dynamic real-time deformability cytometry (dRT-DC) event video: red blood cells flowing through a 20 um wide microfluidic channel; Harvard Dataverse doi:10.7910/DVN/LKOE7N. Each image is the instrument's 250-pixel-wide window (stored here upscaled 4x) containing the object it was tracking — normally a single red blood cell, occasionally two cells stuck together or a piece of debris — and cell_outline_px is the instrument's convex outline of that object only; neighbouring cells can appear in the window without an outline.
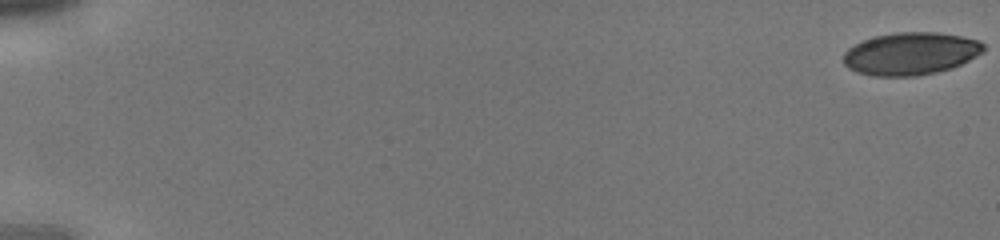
{"species": "human", "species_latin": "Homo sapiens", "temperature_condition": "cold", "stored_images_in_passage": 13, "camera_frame_rate_fps": 3000, "um_per_image_px": 0.085, "donor": {"sex": "male"}, "frame": {"image": 1, "passage_image": 1, "time_ms": 0.0, "image_size_px": [1000, 240], "cell_outline_px": [[984, 52], [952, 68], [936, 72], [916, 76], [872, 76], [856, 72], [848, 68], [844, 64], [844, 52], [848, 48], [864, 40], [876, 36], [896, 32], [936, 32], [960, 36], [980, 40], [984, 44]], "centroid_in_image_um": [77.41, 4.56], "position_along_channel_um": 7.6, "area_um2": 34.74}}
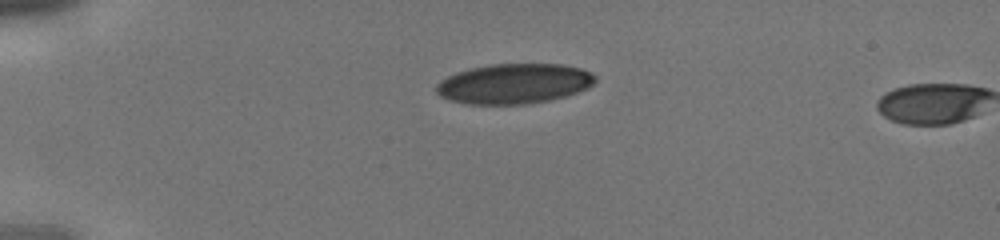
{"frame": {"image": 2, "passage_image": 12, "time_ms": 3.667, "image_size_px": [1000, 240], "cell_outline_px": [[596, 80], [588, 88], [564, 96], [548, 100], [524, 104], [464, 104], [440, 96], [436, 92], [436, 84], [440, 80], [456, 72], [472, 68], [492, 64], [560, 64], [580, 68], [592, 72], [596, 76]], "centroid_in_image_um": [43.69, 7.11], "position_along_channel_um": 41.3, "area_um2": 36.99}}